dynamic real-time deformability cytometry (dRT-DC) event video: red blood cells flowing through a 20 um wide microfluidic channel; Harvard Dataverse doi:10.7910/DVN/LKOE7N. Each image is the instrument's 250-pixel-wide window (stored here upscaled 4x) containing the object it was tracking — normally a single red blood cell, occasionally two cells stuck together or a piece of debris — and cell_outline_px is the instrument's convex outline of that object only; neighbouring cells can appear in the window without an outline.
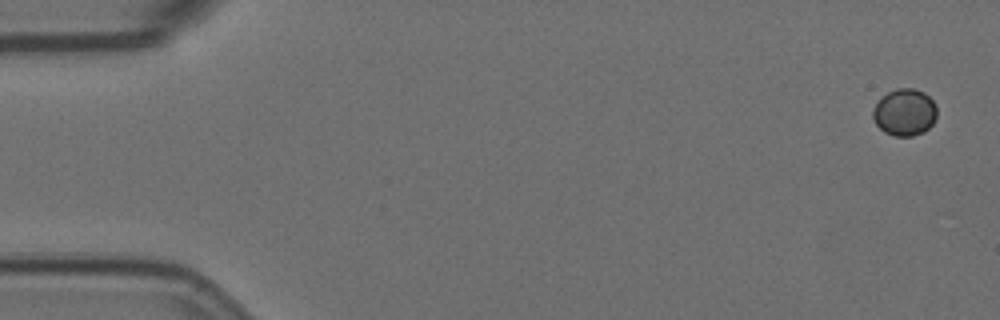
{"species": "Egyptian fruit bat (a non-hibernating species)", "species_latin": "Rousettus aegyptiacus", "temperature_condition": "room temperature", "stored_images_in_passage": 5, "camera_frame_rate_fps": 3000, "um_per_image_px": 0.085, "animal": {"sex": "female"}, "frame": {"image": 1, "passage_image": 1, "time_ms": 0.0, "image_size_px": [1000, 320], "cell_outline_px": [[936, 116], [932, 124], [924, 132], [912, 136], [892, 136], [884, 132], [876, 124], [872, 116], [872, 108], [888, 92], [896, 88], [916, 88], [924, 92], [936, 104]], "centroid_in_image_um": [76.89, 9.55], "position_along_channel_um": 8.1, "area_um2": 17.57}}
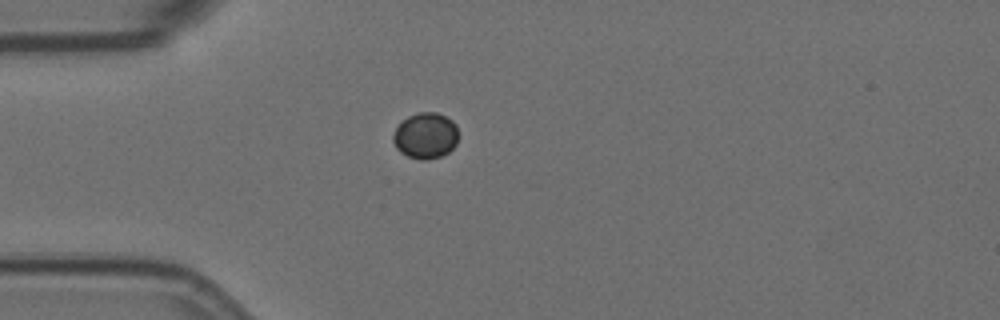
{"frame": {"image": 2, "passage_image": 5, "time_ms": 1.333, "image_size_px": [1000, 320], "cell_outline_px": [[456, 144], [448, 152], [440, 156], [428, 160], [420, 160], [408, 156], [400, 152], [396, 148], [392, 140], [392, 136], [396, 128], [408, 116], [416, 112], [436, 112], [452, 120], [456, 124]], "centroid_in_image_um": [36.15, 11.53], "position_along_channel_um": 48.9, "area_um2": 17.4}}